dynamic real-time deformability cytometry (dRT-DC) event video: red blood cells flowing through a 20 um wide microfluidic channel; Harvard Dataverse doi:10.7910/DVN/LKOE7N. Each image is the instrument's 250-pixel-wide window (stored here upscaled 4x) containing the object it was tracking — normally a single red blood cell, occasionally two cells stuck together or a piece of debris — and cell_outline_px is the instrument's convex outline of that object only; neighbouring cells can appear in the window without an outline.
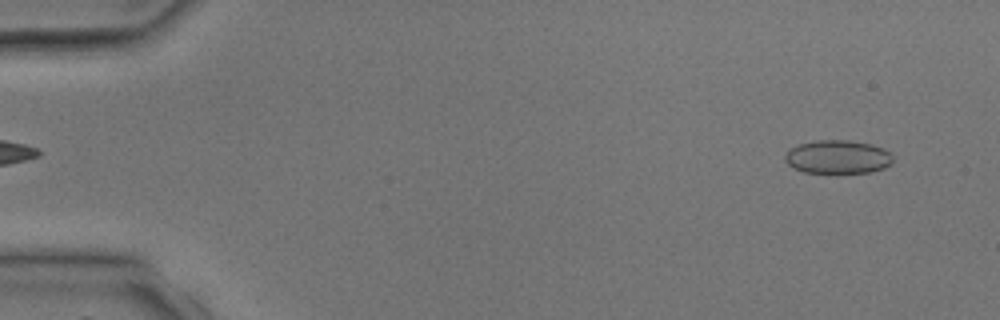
{"species": "common noctule bat (a hibernating species)", "species_latin": "Nyctalus noctula", "temperature_condition": "room temperature", "stored_images_in_passage": 2, "camera_frame_rate_fps": 3000, "um_per_image_px": 0.085, "animal": {"sex": "male", "body_mass_g": 17.9, "forearm_length_mm": 54.2}, "frame": {"image": 1, "passage_image": 2, "time_ms": 1.333, "image_size_px": [1000, 320], "cell_outline_px": [[892, 164], [884, 168], [872, 172], [804, 172], [792, 168], [784, 160], [784, 156], [792, 148], [800, 144], [816, 140], [848, 140], [872, 144], [884, 148], [892, 156]], "centroid_in_image_um": [71.22, 13.33], "position_along_channel_um": 13.8, "area_um2": 20.98}}